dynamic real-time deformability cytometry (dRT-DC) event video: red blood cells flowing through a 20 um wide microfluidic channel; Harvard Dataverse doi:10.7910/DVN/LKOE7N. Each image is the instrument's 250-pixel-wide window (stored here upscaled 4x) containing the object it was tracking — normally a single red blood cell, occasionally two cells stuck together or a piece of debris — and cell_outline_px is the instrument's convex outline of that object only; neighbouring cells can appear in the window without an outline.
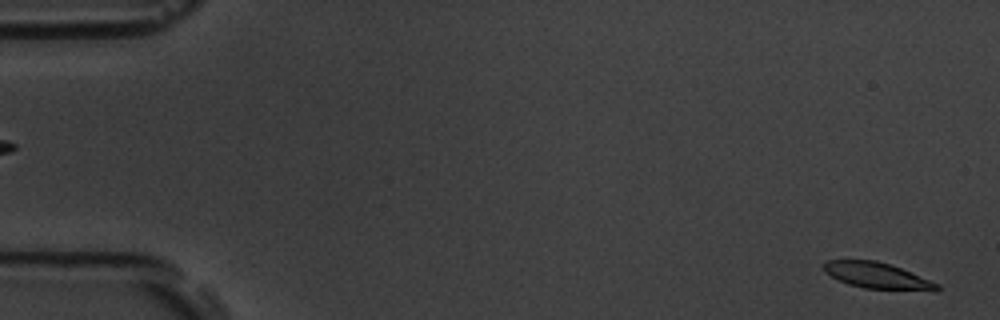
{"species": "common noctule bat (a hibernating species)", "species_latin": "Nyctalus noctula", "temperature_condition": "room temperature", "stored_images_in_passage": 57, "camera_frame_rate_fps": 3000, "um_per_image_px": 0.085, "animal": {"sex": "male", "body_mass_g": 19.5, "forearm_length_mm": 54.6}, "frame": {"image": 1, "passage_image": 2, "time_ms": 0.333, "image_size_px": [1000, 320], "cell_outline_px": [[940, 288], [936, 292], [864, 288], [848, 284], [832, 276], [824, 268], [824, 264], [828, 260], [876, 260], [900, 268], [940, 284]], "centroid_in_image_um": [74.65, 23.45], "position_along_channel_um": 10.3, "area_um2": 17.11}}
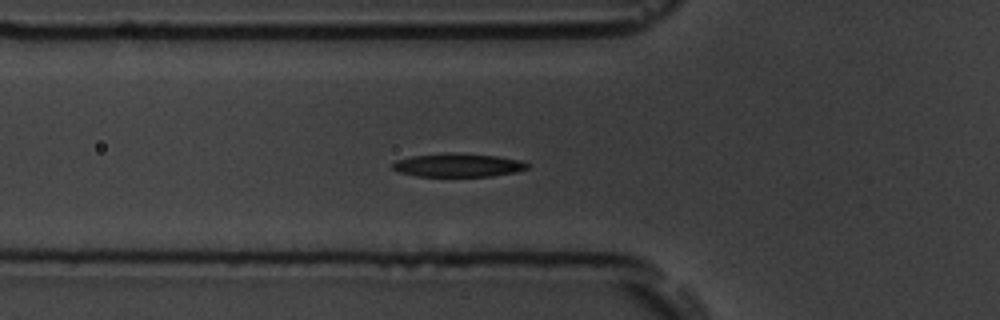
{"frame": {"image": 2, "passage_image": 20, "time_ms": 6.333, "image_size_px": [1000, 320], "cell_outline_px": [[528, 168], [516, 172], [492, 176], [416, 176], [400, 172], [392, 168], [392, 164], [396, 160], [412, 156], [456, 152], [496, 156], [520, 160], [528, 164]], "centroid_in_image_um": [38.93, 14.04], "position_along_channel_um": 86.9, "area_um2": 18.32}}
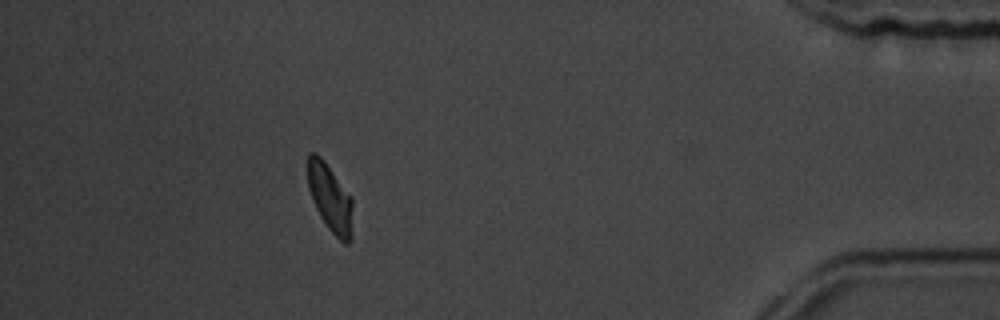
{"frame": {"image": 3, "passage_image": 51, "time_ms": 16.667, "image_size_px": [1000, 320], "cell_outline_px": [[352, 240], [348, 244], [344, 244], [328, 228], [320, 216], [312, 200], [308, 188], [308, 152], [316, 152], [324, 160], [352, 196]], "centroid_in_image_um": [28.08, 16.83], "position_along_channel_um": 407.1, "area_um2": 17.98}, "authors_computed_cell_mechanics": {"area_um2": 18.4382, "velocity_mm_per_s": 3.5916, "shape_relaxation_time_tau1_ms": 2.9212, "shape_relaxation_time_tau2_ms": 5.5278, "deformation_change_tau1": 0.1788, "deformation_change_tau2": 0.1153}}